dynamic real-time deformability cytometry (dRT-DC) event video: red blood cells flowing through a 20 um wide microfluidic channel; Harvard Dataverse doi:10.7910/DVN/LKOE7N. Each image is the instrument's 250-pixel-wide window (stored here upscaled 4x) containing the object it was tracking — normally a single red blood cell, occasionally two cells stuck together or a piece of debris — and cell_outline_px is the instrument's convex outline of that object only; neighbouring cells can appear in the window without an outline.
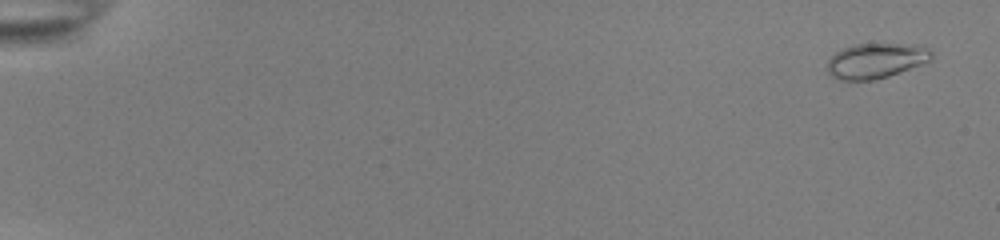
{"species": "common noctule bat (a hibernating species)", "species_latin": "Nyctalus noctula", "temperature_condition": "room temperature", "stored_images_in_passage": 55, "camera_frame_rate_fps": 3000, "um_per_image_px": 0.085, "animal": {"sex": "female", "body_mass_g": 22.0, "forearm_length_mm": 56.7}, "frame": {"image": 1, "passage_image": 3, "time_ms": 0.667, "image_size_px": [1000, 240], "cell_outline_px": [[932, 60], [888, 76], [872, 80], [840, 80], [832, 76], [828, 72], [828, 60], [840, 48], [852, 44], [924, 44], [932, 52]], "centroid_in_image_um": [74.47, 5.14], "position_along_channel_um": 10.5, "area_um2": 21.44}}
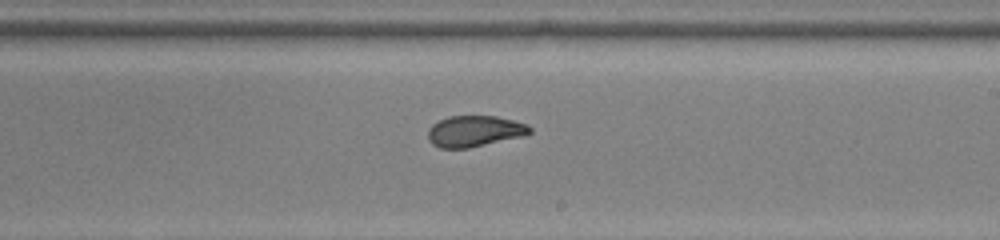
{"frame": {"image": 2, "passage_image": 35, "time_ms": 11.333, "image_size_px": [1000, 240], "cell_outline_px": [[532, 132], [524, 136], [468, 148], [440, 148], [432, 144], [428, 140], [428, 128], [432, 124], [448, 116], [496, 116], [528, 124], [532, 128]], "centroid_in_image_um": [40.34, 11.15], "position_along_channel_um": 248.7, "area_um2": 18.55}}
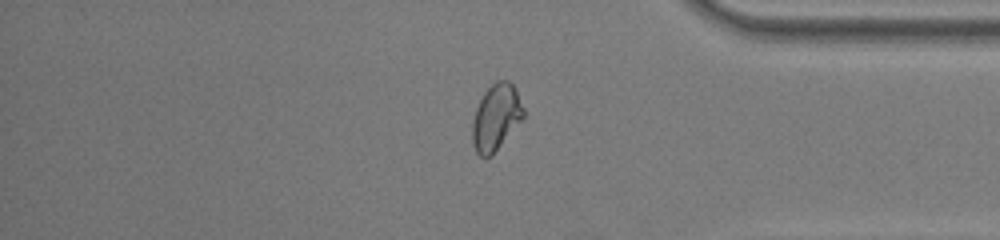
{"frame": {"image": 3, "passage_image": 47, "time_ms": 15.333, "image_size_px": [1000, 240], "cell_outline_px": [[524, 116], [492, 156], [484, 160], [476, 152], [472, 144], [472, 120], [476, 108], [484, 92], [496, 80], [508, 80], [512, 84], [524, 108]], "centroid_in_image_um": [42.13, 10.01], "position_along_channel_um": 393.1, "area_um2": 19.71}, "authors_computed_cell_mechanics": {"area_um2": 19.8832, "velocity_mm_per_s": 3.8894, "shape_relaxation_time_tau1_ms": 6.9144, "shape_relaxation_time_tau2_ms": 1.1247, "deformation_change_tau1": 0.1958, "deformation_change_tau2": 0.0532}}